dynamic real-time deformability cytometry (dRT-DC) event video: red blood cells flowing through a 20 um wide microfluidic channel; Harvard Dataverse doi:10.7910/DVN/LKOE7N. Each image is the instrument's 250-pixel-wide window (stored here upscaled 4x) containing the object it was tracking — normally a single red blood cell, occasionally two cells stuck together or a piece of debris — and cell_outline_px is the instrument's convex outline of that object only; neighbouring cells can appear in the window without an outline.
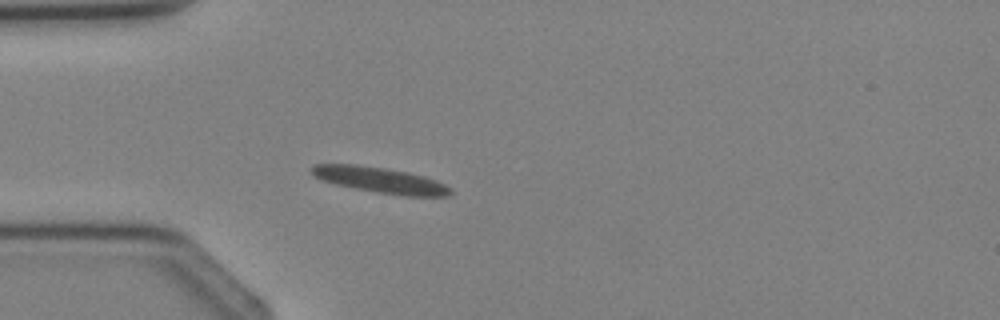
{"species": "Egyptian fruit bat (a non-hibernating species)", "species_latin": "Rousettus aegyptiacus", "temperature_condition": "cold", "stored_images_in_passage": 3, "camera_frame_rate_fps": 3000, "um_per_image_px": 0.085, "animal": {"sex": "female"}, "frame": {"image": 1, "passage_image": 3, "time_ms": 2.333, "image_size_px": [1000, 320], "cell_outline_px": [[452, 192], [448, 196], [404, 196], [376, 192], [336, 184], [312, 176], [308, 168], [316, 164], [356, 164], [384, 168], [408, 172], [424, 176], [436, 180], [452, 188]], "centroid_in_image_um": [32.31, 15.3], "position_along_channel_um": 52.7, "area_um2": 20.81}}